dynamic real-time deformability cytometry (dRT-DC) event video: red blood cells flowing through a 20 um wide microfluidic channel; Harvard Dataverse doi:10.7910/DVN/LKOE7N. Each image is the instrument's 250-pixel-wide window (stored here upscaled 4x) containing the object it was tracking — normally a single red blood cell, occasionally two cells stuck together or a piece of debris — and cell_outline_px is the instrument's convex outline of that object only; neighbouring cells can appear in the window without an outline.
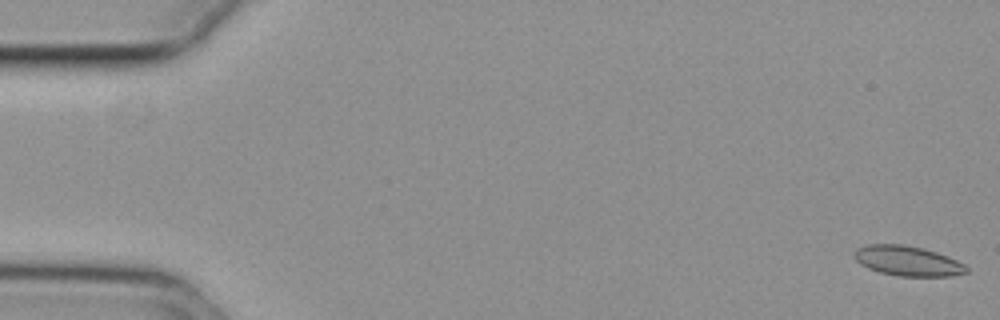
{"species": "common noctule bat (a hibernating species)", "species_latin": "Nyctalus noctula", "temperature_condition": "cold", "stored_images_in_passage": 55, "camera_frame_rate_fps": 3000, "um_per_image_px": 0.085, "animal": {"sex": "female", "body_mass_g": 29.2, "forearm_length_mm": 56.3}, "frame": {"image": 1, "passage_image": 1, "time_ms": 0.0, "image_size_px": [1000, 320], "cell_outline_px": [[968, 272], [952, 276], [900, 276], [880, 272], [868, 268], [860, 264], [852, 256], [852, 252], [856, 248], [868, 244], [904, 244], [924, 248], [948, 256], [964, 264], [968, 268]], "centroid_in_image_um": [77.12, 22.16], "position_along_channel_um": 7.9, "area_um2": 19.77}}
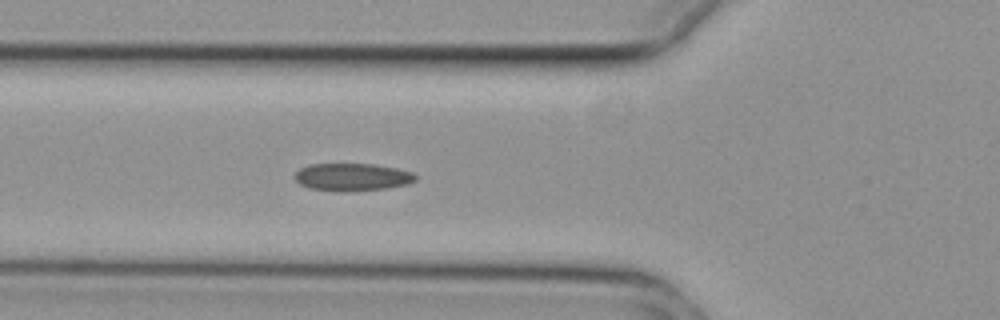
{"frame": {"image": 2, "passage_image": 20, "time_ms": 6.333, "image_size_px": [1000, 320], "cell_outline_px": [[416, 180], [408, 184], [388, 188], [348, 192], [340, 192], [308, 188], [300, 184], [292, 176], [300, 168], [308, 164], [372, 164], [396, 168], [412, 172], [416, 176]], "centroid_in_image_um": [29.91, 15.06], "position_along_channel_um": 95.9, "area_um2": 19.65}}
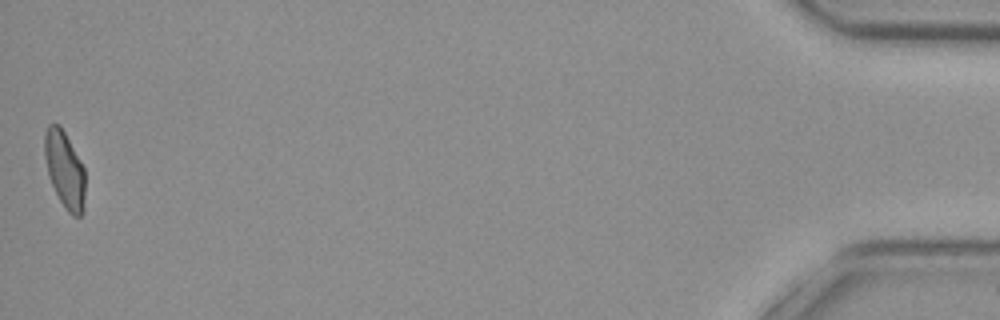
{"frame": {"image": 3, "passage_image": 55, "time_ms": 18.0, "image_size_px": [1000, 320], "cell_outline_px": [[84, 212], [80, 216], [72, 216], [64, 208], [48, 176], [44, 156], [44, 132], [48, 124], [60, 124], [80, 160], [84, 168]], "centroid_in_image_um": [5.48, 14.41], "position_along_channel_um": 429.7, "area_um2": 18.21}, "authors_computed_cell_mechanics": {"area_um2": 19.4208, "velocity_mm_per_s": 3.7364, "shape_relaxation_time_tau1_ms": null, "shape_relaxation_time_tau2_ms": 2.8026, "deformation_change_tau1": null, "deformation_change_tau2": 0.0763}}